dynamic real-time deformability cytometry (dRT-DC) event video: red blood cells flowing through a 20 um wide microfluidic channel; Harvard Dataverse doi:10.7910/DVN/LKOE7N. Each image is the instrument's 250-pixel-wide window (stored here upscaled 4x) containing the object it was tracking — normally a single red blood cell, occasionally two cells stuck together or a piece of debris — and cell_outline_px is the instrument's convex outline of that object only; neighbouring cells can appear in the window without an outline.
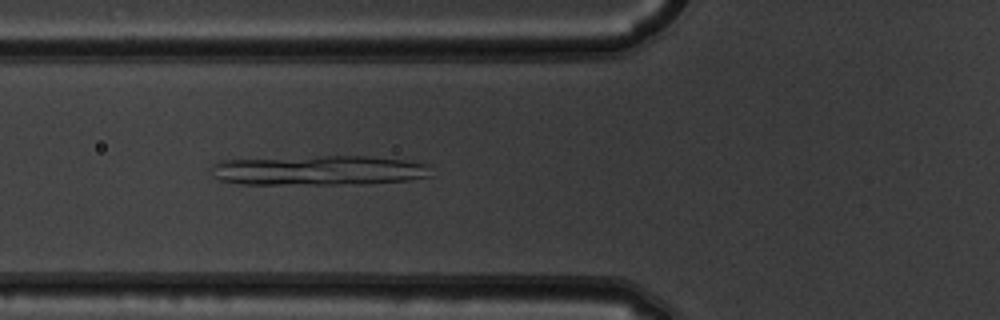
{"species": "common noctule bat (a hibernating species)", "species_latin": "Nyctalus noctula", "temperature_condition": "warm", "stored_images_in_passage": 51, "camera_frame_rate_fps": 3000, "um_per_image_px": 0.085, "animal": {"sex": "male", "body_mass_g": 19.5, "forearm_length_mm": 54.6}, "frame": {"image": 1, "passage_image": 19, "time_ms": 6.0, "image_size_px": [1000, 320], "cell_outline_px": [[432, 176], [408, 180], [368, 184], [240, 184], [220, 180], [216, 176], [212, 168], [212, 164], [220, 160], [316, 156], [368, 156], [404, 160], [428, 164]], "centroid_in_image_um": [27.13, 14.48], "position_along_channel_um": 98.7, "area_um2": 38.38}}
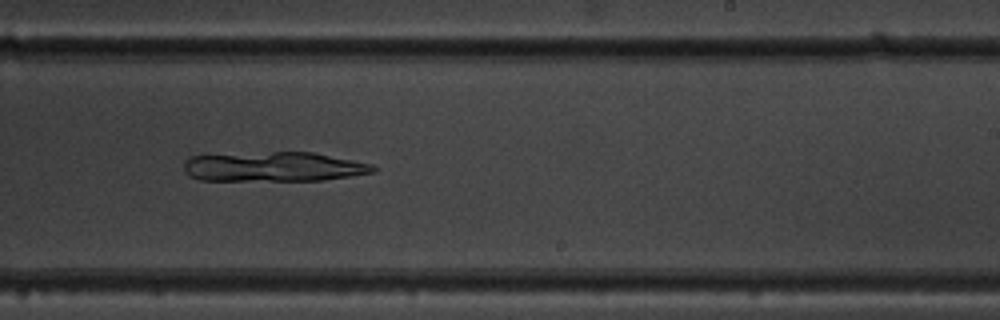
{"frame": {"image": 2, "passage_image": 32, "time_ms": 10.333, "image_size_px": [1000, 320], "cell_outline_px": [[376, 168], [372, 172], [352, 176], [324, 180], [200, 180], [188, 176], [184, 172], [184, 160], [188, 156], [272, 152], [312, 152], [372, 164]], "centroid_in_image_um": [23.21, 14.17], "position_along_channel_um": 265.8, "area_um2": 32.54}}
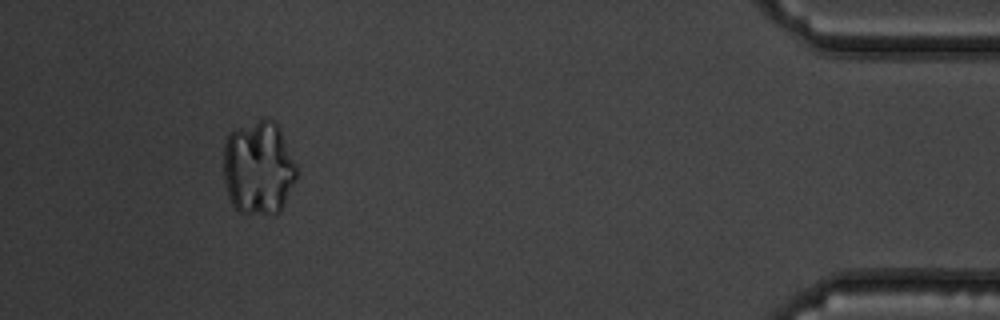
{"frame": {"image": 3, "passage_image": 48, "time_ms": 15.667, "image_size_px": [1000, 320], "cell_outline_px": [[300, 172], [280, 212], [240, 212], [232, 204], [228, 196], [224, 180], [224, 140], [236, 128], [264, 116], [272, 120], [280, 128]], "centroid_in_image_um": [21.99, 14.21], "position_along_channel_um": 413.2, "area_um2": 40.29}}